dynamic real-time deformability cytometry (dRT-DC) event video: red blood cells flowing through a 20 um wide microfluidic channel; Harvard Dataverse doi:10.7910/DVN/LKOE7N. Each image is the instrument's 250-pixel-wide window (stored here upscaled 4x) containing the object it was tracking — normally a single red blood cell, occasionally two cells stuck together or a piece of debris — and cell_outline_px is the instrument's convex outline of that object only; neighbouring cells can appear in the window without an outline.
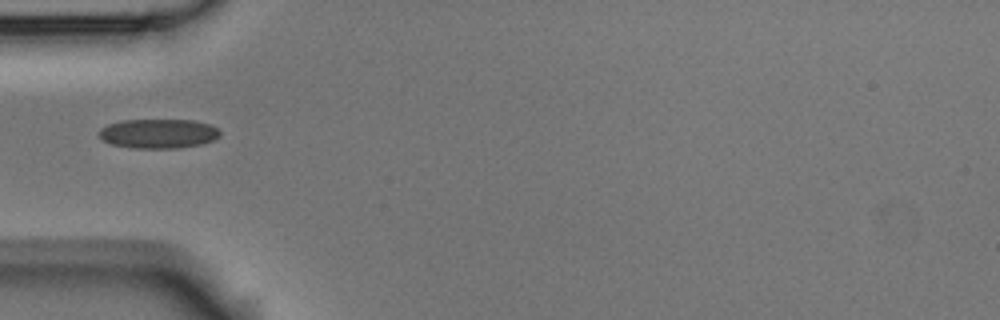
{"species": "Egyptian fruit bat (a non-hibernating species)", "species_latin": "Rousettus aegyptiacus", "temperature_condition": "room temperature", "stored_images_in_passage": 1, "camera_frame_rate_fps": 3000, "um_per_image_px": 0.085, "animal": {"sex": "male"}, "frame": {"image": 1, "passage_image": 1, "time_ms": 0.0, "image_size_px": [1000, 320], "cell_outline_px": [[220, 136], [212, 140], [200, 144], [180, 148], [132, 148], [112, 144], [104, 140], [100, 136], [100, 128], [108, 124], [120, 120], [192, 120], [208, 124], [216, 128], [220, 132]], "centroid_in_image_um": [13.45, 11.35], "position_along_channel_um": 71.6, "area_um2": 20.58}}